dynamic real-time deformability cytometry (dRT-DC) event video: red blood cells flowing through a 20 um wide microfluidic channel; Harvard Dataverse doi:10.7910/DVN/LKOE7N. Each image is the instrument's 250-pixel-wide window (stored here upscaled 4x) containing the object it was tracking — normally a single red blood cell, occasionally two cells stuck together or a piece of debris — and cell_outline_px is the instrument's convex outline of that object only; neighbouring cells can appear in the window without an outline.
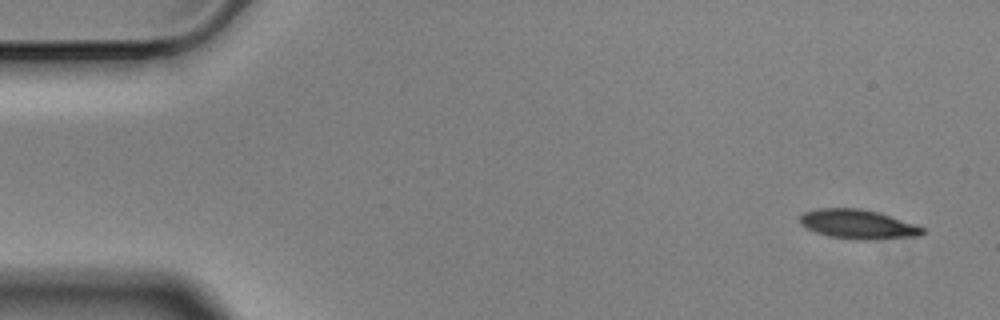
{"species": "Egyptian fruit bat (a non-hibernating species)", "species_latin": "Rousettus aegyptiacus", "temperature_condition": "cold", "stored_images_in_passage": 4, "camera_frame_rate_fps": 3000, "um_per_image_px": 0.085, "animal": {"sex": "male"}, "frame": {"image": 1, "passage_image": 1, "time_ms": 0.0, "image_size_px": [1000, 320], "cell_outline_px": [[928, 232], [920, 236], [868, 240], [856, 240], [828, 236], [816, 232], [800, 224], [800, 216], [804, 212], [820, 208], [860, 208], [880, 212], [916, 224], [924, 228]], "centroid_in_image_um": [72.99, 19.06], "position_along_channel_um": 12.0, "area_um2": 21.21}}
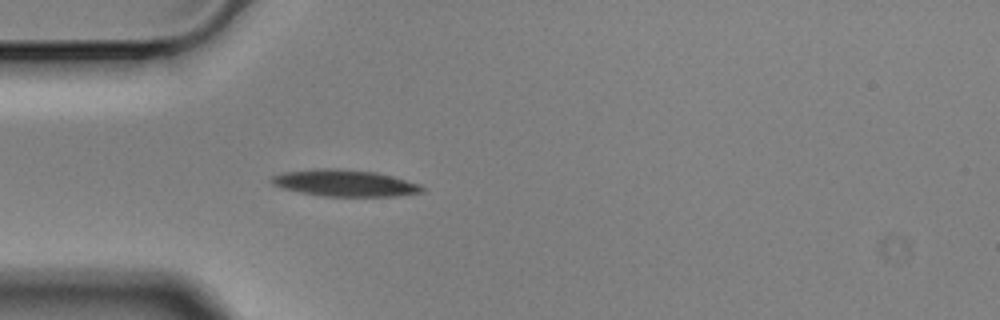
{"frame": {"image": 2, "passage_image": 4, "time_ms": 1.0, "image_size_px": [1000, 320], "cell_outline_px": [[424, 192], [396, 196], [324, 196], [300, 192], [284, 188], [272, 184], [268, 180], [272, 176], [284, 172], [312, 168], [340, 168], [376, 172], [392, 176], [420, 184], [424, 188]], "centroid_in_image_um": [29.29, 15.55], "position_along_channel_um": 55.7, "area_um2": 23.47}}